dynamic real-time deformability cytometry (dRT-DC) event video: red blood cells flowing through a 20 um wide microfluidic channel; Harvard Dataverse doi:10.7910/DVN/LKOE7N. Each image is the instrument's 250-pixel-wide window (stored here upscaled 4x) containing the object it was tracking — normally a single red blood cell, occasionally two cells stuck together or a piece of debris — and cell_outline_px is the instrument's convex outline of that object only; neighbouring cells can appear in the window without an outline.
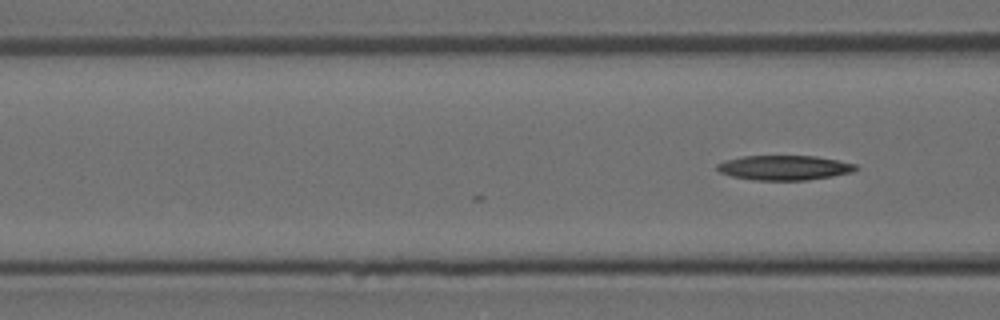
{"species": "Egyptian fruit bat (a non-hibernating species)", "species_latin": "Rousettus aegyptiacus", "temperature_condition": "room temperature", "stored_images_in_passage": 5, "camera_frame_rate_fps": 3000, "um_per_image_px": 0.085, "animal": {"sex": "female"}, "frame": {"image": 1, "passage_image": 5, "time_ms": 1.333, "image_size_px": [1000, 320], "cell_outline_px": [[860, 168], [852, 172], [832, 176], [808, 180], [752, 180], [732, 176], [720, 172], [716, 168], [716, 164], [724, 160], [744, 156], [816, 156], [856, 164]], "centroid_in_image_um": [66.66, 14.25], "position_along_channel_um": 99.9, "area_um2": 20.0}}